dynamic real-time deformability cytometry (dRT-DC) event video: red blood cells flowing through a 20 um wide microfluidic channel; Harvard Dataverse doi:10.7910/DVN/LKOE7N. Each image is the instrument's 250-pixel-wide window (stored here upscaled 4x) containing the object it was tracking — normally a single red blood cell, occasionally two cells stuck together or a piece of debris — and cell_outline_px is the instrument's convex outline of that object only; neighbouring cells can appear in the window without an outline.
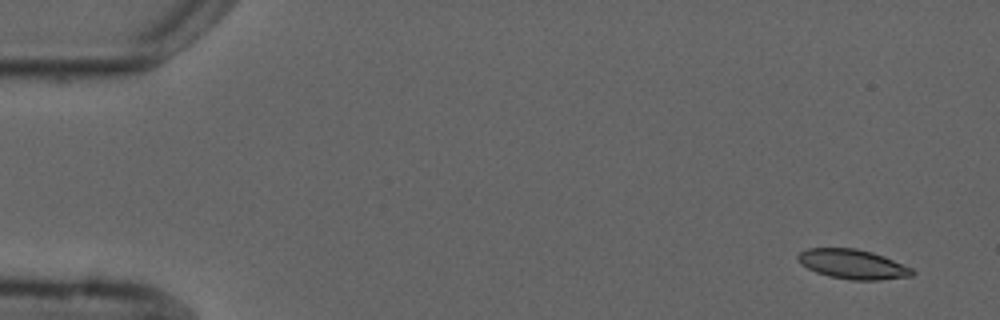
{"species": "common noctule bat (a hibernating species)", "species_latin": "Nyctalus noctula", "temperature_condition": "cold", "stored_images_in_passage": 13, "camera_frame_rate_fps": 3000, "um_per_image_px": 0.085, "animal": {"sex": "male", "forearm_length_mm": 52.5}, "frame": {"image": 1, "passage_image": 1, "time_ms": 0.0, "image_size_px": [1000, 320], "cell_outline_px": [[916, 272], [912, 276], [880, 280], [852, 280], [828, 276], [816, 272], [808, 268], [796, 256], [800, 252], [808, 248], [856, 248], [872, 252], [884, 256], [912, 268]], "centroid_in_image_um": [72.52, 22.46], "position_along_channel_um": 12.5, "area_um2": 19.59}}
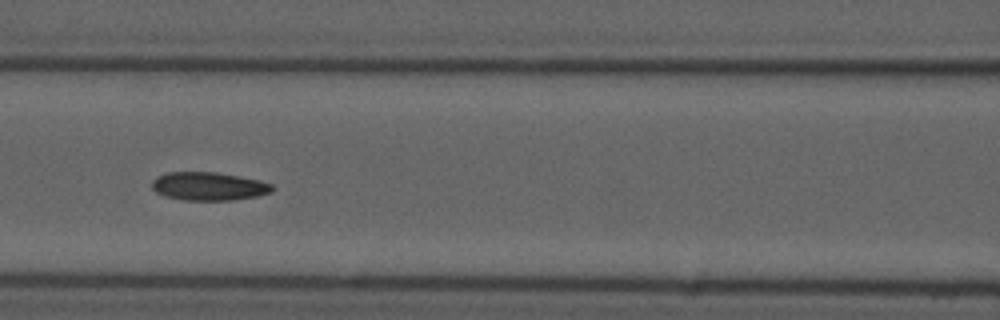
{"frame": {"image": 2, "passage_image": 6, "time_ms": 7.0, "image_size_px": [1000, 320], "cell_outline_px": [[276, 188], [272, 192], [256, 196], [232, 200], [184, 200], [168, 196], [156, 192], [152, 188], [152, 180], [156, 176], [168, 172], [216, 172], [260, 180], [272, 184]], "centroid_in_image_um": [17.76, 15.82], "position_along_channel_um": 148.8, "area_um2": 19.83}}
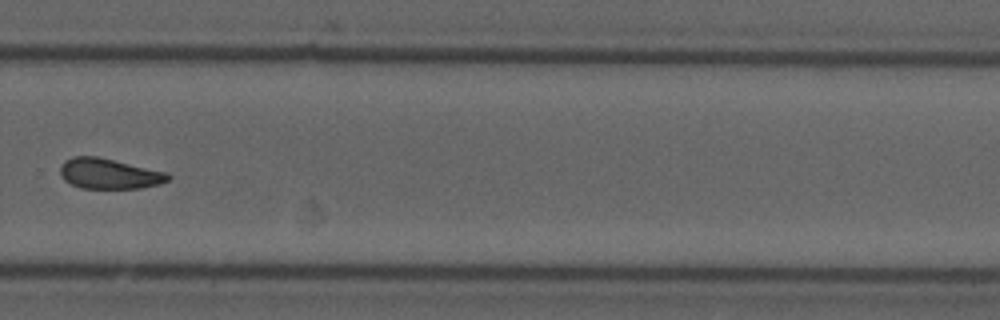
{"frame": {"image": 3, "passage_image": 10, "time_ms": 11.667, "image_size_px": [1000, 320], "cell_outline_px": [[172, 176], [168, 180], [160, 184], [140, 188], [80, 188], [64, 180], [60, 176], [60, 164], [64, 160], [72, 156], [96, 156], [168, 172]], "centroid_in_image_um": [9.26, 14.76], "position_along_channel_um": 320.5, "area_um2": 19.25}, "authors_computed_cell_mechanics": {"area_um2": 19.5942, "velocity_mm_per_s": 3.7022, "shape_relaxation_time_tau1_ms": null, "shape_relaxation_time_tau2_ms": 3.7808, "deformation_change_tau1": null, "deformation_change_tau2": 0.0864}}